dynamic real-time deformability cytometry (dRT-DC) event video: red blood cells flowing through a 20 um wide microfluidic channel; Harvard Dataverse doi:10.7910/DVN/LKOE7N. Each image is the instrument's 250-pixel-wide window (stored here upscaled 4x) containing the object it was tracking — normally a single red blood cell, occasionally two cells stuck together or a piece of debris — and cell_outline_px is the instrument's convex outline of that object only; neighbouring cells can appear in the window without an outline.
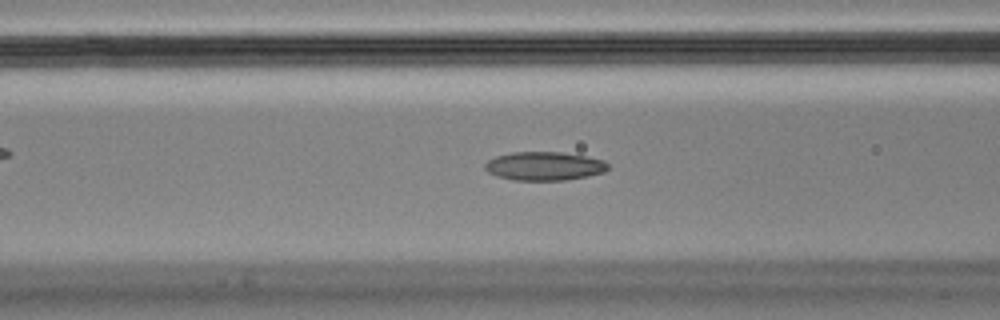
{"species": "Egyptian fruit bat (a non-hibernating species)", "species_latin": "Rousettus aegyptiacus", "temperature_condition": "cold", "stored_images_in_passage": 6, "camera_frame_rate_fps": 3000, "um_per_image_px": 0.085, "animal": {"sex": "male"}, "frame": {"image": 1, "passage_image": 4, "time_ms": 1.0, "image_size_px": [1000, 320], "cell_outline_px": [[608, 168], [604, 172], [588, 176], [564, 180], [512, 180], [496, 176], [488, 172], [484, 168], [484, 164], [488, 160], [496, 156], [512, 152], [560, 152], [584, 156], [604, 160], [608, 164]], "centroid_in_image_um": [46.24, 14.12], "position_along_channel_um": 120.4, "area_um2": 20.52}}